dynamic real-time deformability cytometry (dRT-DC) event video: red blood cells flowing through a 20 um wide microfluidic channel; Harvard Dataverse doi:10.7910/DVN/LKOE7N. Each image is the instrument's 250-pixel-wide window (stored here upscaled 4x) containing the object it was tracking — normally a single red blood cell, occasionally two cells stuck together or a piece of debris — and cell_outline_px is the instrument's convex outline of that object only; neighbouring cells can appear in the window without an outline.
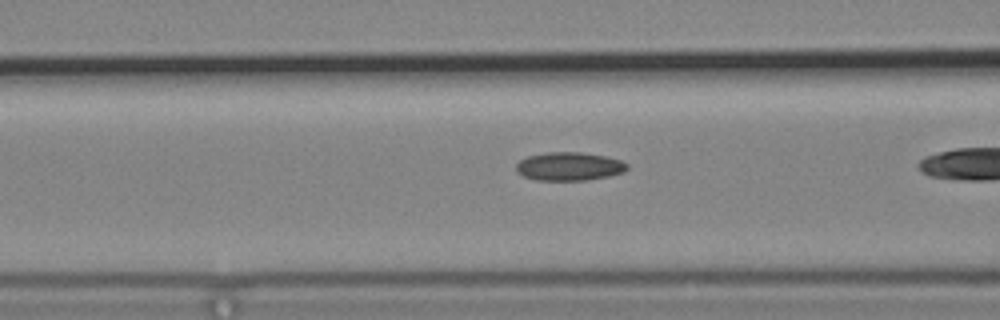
{"species": "common noctule bat (a hibernating species)", "species_latin": "Nyctalus noctula", "temperature_condition": "cold", "stored_images_in_passage": 38, "camera_frame_rate_fps": 3000, "um_per_image_px": 0.085, "animal": {"sex": "male", "body_mass_g": 19.2, "forearm_length_mm": 51.8}, "frame": {"image": 1, "passage_image": 20, "time_ms": 6.333, "image_size_px": [1000, 320], "cell_outline_px": [[628, 168], [624, 172], [608, 176], [584, 180], [536, 180], [524, 176], [516, 172], [516, 164], [520, 160], [528, 156], [548, 152], [580, 152], [604, 156], [620, 160], [628, 164]], "centroid_in_image_um": [48.37, 14.14], "position_along_channel_um": 118.2, "area_um2": 18.26}}
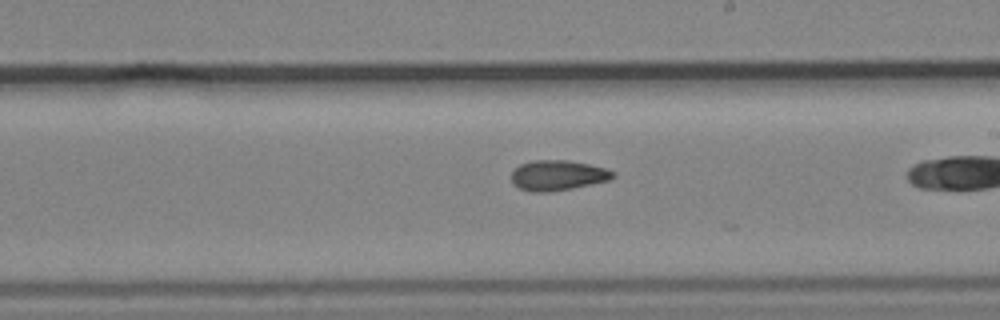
{"frame": {"image": 2, "passage_image": 30, "time_ms": 9.667, "image_size_px": [1000, 320], "cell_outline_px": [[616, 176], [608, 180], [572, 188], [548, 192], [532, 192], [520, 188], [512, 184], [512, 172], [520, 164], [532, 160], [568, 160], [588, 164], [604, 168], [616, 172]], "centroid_in_image_um": [47.39, 14.9], "position_along_channel_um": 241.6, "area_um2": 17.8}}
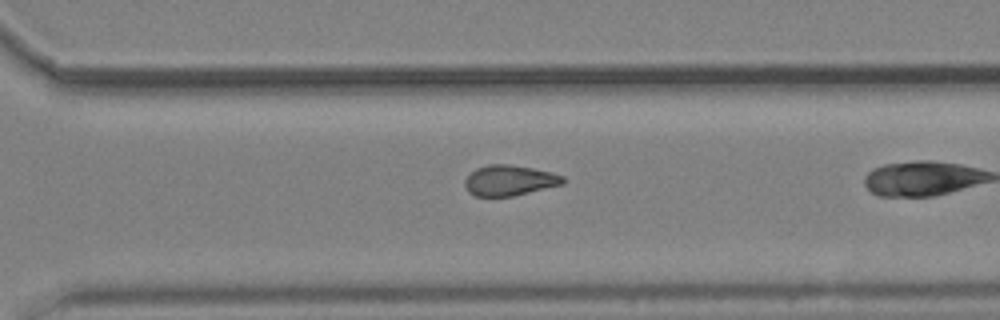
{"frame": {"image": 3, "passage_image": 37, "time_ms": 12.0, "image_size_px": [1000, 320], "cell_outline_px": [[564, 184], [512, 196], [476, 196], [468, 192], [464, 184], [464, 180], [476, 168], [488, 164], [508, 164], [532, 168], [552, 172], [564, 176]], "centroid_in_image_um": [43.3, 15.33], "position_along_channel_um": 327.3, "area_um2": 17.4}}